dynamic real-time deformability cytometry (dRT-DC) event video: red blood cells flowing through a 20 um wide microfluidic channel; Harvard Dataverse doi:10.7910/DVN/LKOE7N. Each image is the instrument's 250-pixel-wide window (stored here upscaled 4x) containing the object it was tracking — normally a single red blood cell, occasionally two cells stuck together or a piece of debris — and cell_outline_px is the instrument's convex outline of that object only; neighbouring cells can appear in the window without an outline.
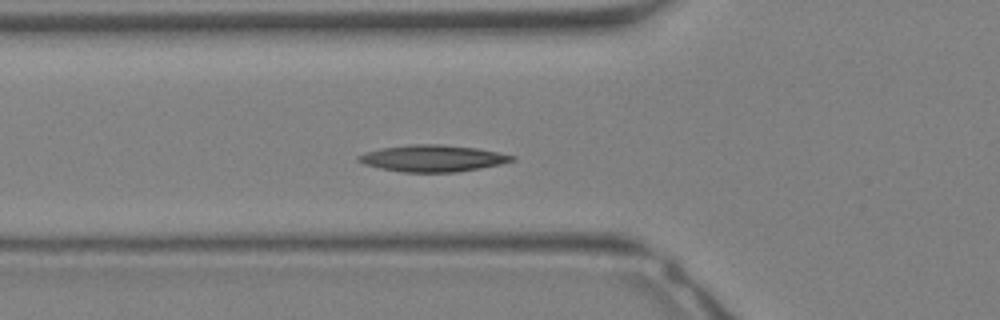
{"species": "Egyptian fruit bat (a non-hibernating species)", "species_latin": "Rousettus aegyptiacus", "temperature_condition": "warm", "stored_images_in_passage": 28, "camera_frame_rate_fps": 3000, "um_per_image_px": 0.085, "animal": {"sex": "female"}, "frame": {"image": 1, "passage_image": 10, "time_ms": 3.0, "image_size_px": [1000, 320], "cell_outline_px": [[516, 160], [500, 164], [480, 168], [456, 172], [404, 172], [380, 168], [364, 164], [356, 160], [356, 156], [364, 152], [380, 148], [408, 144], [440, 144], [476, 148], [516, 156]], "centroid_in_image_um": [36.73, 13.45], "position_along_channel_um": 89.1, "area_um2": 23.87}}
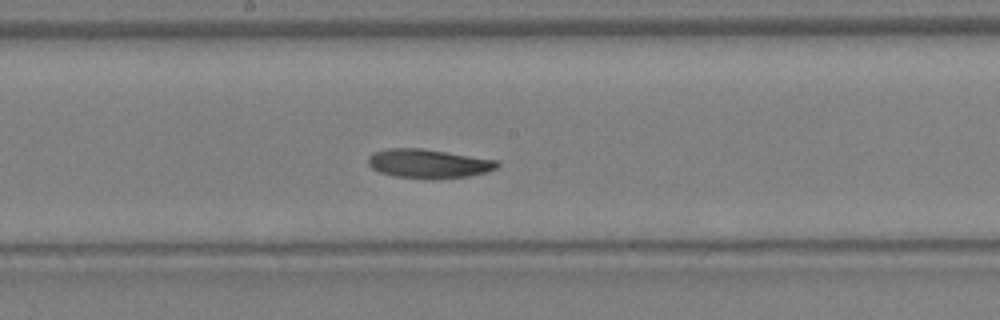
{"frame": {"image": 2, "passage_image": 16, "time_ms": 5.0, "image_size_px": [1000, 320], "cell_outline_px": [[500, 164], [496, 168], [484, 172], [468, 176], [396, 176], [380, 172], [372, 168], [368, 164], [368, 156], [372, 152], [388, 148], [420, 148], [500, 160]], "centroid_in_image_um": [36.4, 13.85], "position_along_channel_um": 211.8, "area_um2": 20.92}}
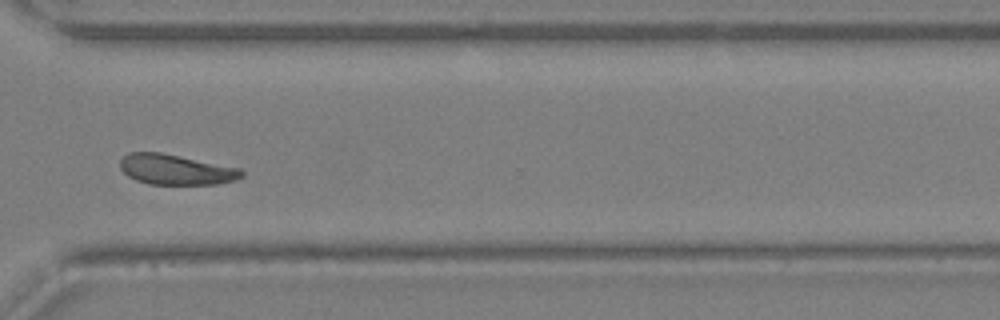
{"frame": {"image": 3, "passage_image": 23, "time_ms": 7.333, "image_size_px": [1000, 320], "cell_outline_px": [[244, 176], [236, 180], [216, 184], [148, 184], [136, 180], [128, 176], [120, 168], [120, 160], [128, 152], [160, 152], [240, 168], [244, 172]], "centroid_in_image_um": [14.95, 14.41], "position_along_channel_um": 355.6, "area_um2": 21.44}}